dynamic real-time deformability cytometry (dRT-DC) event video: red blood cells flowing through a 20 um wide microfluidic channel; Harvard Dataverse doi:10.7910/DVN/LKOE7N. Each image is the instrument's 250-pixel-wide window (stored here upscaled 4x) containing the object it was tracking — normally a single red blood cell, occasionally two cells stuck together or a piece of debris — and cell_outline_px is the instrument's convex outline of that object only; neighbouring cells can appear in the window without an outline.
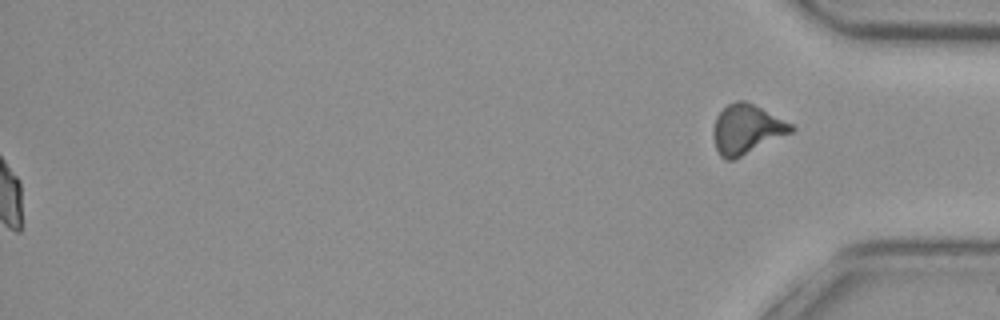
{"species": "common noctule bat (a hibernating species)", "species_latin": "Nyctalus noctula", "temperature_condition": "cold", "stored_images_in_passage": 45, "segment_of_instrument_passage": [2, 2], "camera_frame_rate_fps": 3000, "um_per_image_px": 0.085, "animal": {"sex": "female", "body_mass_g": 29.2, "forearm_length_mm": 56.3}, "frame": {"image": 1, "passage_image": 45, "time_ms": 14.667, "image_size_px": [1000, 320], "cell_outline_px": [[796, 128], [792, 132], [732, 160], [724, 160], [720, 156], [716, 148], [712, 136], [712, 132], [716, 116], [728, 104], [736, 100], [744, 100], [792, 124]], "centroid_in_image_um": [63.42, 10.99], "position_along_channel_um": 371.8, "area_um2": 22.08}}